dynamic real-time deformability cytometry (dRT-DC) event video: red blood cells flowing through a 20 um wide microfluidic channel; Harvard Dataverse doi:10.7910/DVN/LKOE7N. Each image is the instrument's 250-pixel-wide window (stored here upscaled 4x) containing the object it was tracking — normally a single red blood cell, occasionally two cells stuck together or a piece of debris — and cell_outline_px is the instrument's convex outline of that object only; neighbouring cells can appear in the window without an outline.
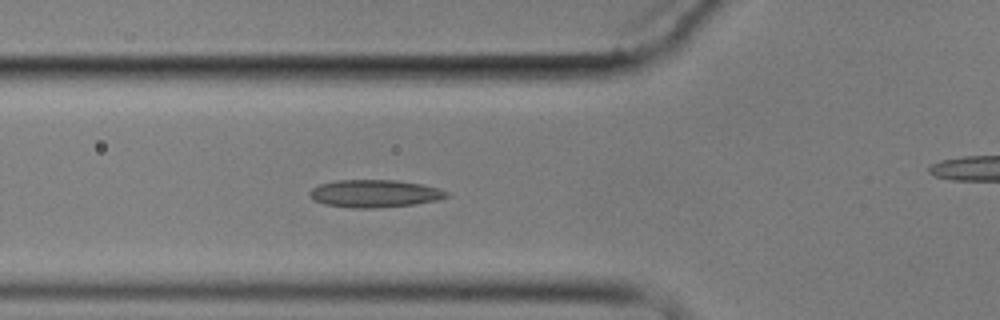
{"species": "common noctule bat (a hibernating species)", "species_latin": "Nyctalus noctula", "temperature_condition": "cold", "stored_images_in_passage": 6, "segment_of_instrument_passage": [1, 2], "camera_frame_rate_fps": 3000, "um_per_image_px": 0.085, "animal": {"sex": "male", "body_mass_g": 17.9}, "frame": {"image": 1, "passage_image": 5, "time_ms": 4.667, "image_size_px": [1000, 320], "cell_outline_px": [[448, 196], [436, 200], [416, 204], [372, 208], [352, 208], [324, 204], [316, 200], [308, 192], [312, 188], [320, 184], [336, 180], [396, 180], [424, 184], [440, 188], [448, 192]], "centroid_in_image_um": [31.87, 16.44], "position_along_channel_um": 93.9, "area_um2": 21.96}}